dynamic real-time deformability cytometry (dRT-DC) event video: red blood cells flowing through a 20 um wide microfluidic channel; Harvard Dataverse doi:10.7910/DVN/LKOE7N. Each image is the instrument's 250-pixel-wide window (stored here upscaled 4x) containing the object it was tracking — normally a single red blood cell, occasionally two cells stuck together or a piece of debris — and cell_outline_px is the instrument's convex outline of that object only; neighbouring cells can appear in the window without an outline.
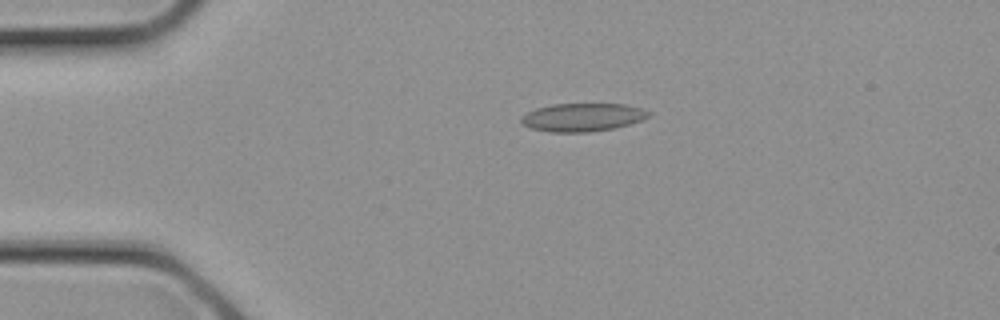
{"species": "common noctule bat (a hibernating species)", "species_latin": "Nyctalus noctula", "temperature_condition": "cold", "stored_images_in_passage": 23, "camera_frame_rate_fps": 3000, "um_per_image_px": 0.085, "animal": {"sex": "female", "body_mass_g": 21.9}, "frame": {"image": 1, "passage_image": 1, "time_ms": 0.0, "image_size_px": [1000, 320], "cell_outline_px": [[652, 116], [616, 128], [588, 132], [552, 132], [532, 128], [524, 124], [520, 120], [528, 112], [536, 108], [552, 104], [624, 104], [640, 108], [652, 112]], "centroid_in_image_um": [49.56, 9.96], "position_along_channel_um": 35.4, "area_um2": 20.75}}
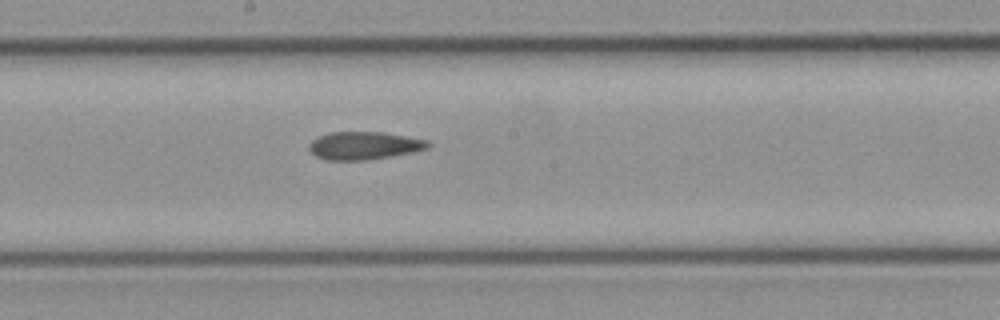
{"frame": {"image": 2, "passage_image": 10, "time_ms": 3.0, "image_size_px": [1000, 320], "cell_outline_px": [[432, 144], [428, 148], [416, 152], [364, 160], [328, 160], [316, 156], [308, 148], [308, 144], [312, 140], [320, 136], [332, 132], [380, 132], [428, 140]], "centroid_in_image_um": [30.97, 12.38], "position_along_channel_um": 217.2, "area_um2": 19.19}}
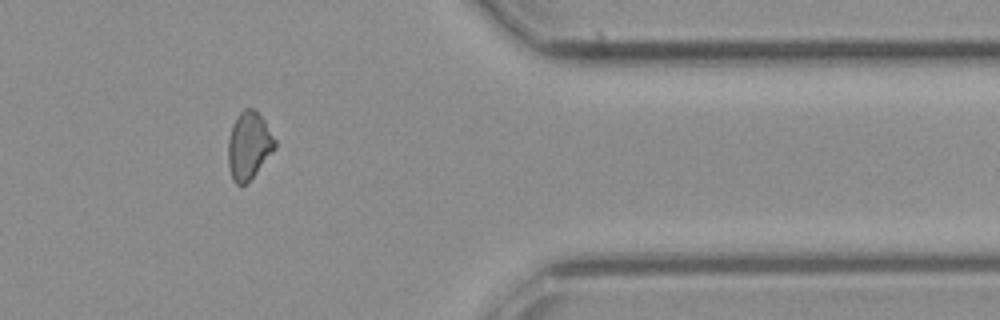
{"frame": {"image": 3, "passage_image": 18, "time_ms": 5.667, "image_size_px": [1000, 320], "cell_outline_px": [[276, 148], [256, 172], [240, 188], [232, 180], [228, 164], [228, 140], [232, 124], [236, 116], [244, 108], [252, 108], [264, 120], [276, 140]], "centroid_in_image_um": [21.13, 12.37], "position_along_channel_um": 390.3, "area_um2": 18.38}}